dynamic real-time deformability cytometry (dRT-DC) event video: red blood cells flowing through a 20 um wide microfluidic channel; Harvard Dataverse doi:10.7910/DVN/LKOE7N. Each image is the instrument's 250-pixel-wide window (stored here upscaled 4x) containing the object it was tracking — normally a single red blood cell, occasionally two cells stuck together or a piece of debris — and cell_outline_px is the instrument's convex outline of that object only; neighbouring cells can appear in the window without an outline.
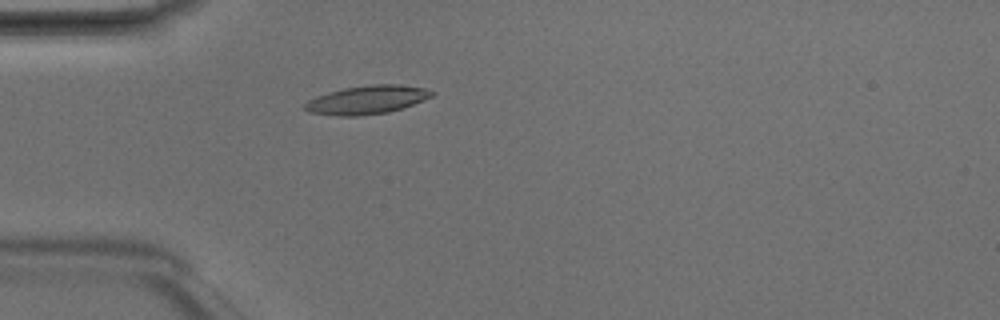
{"species": "Egyptian fruit bat (a non-hibernating species)", "species_latin": "Rousettus aegyptiacus", "temperature_condition": "room temperature", "stored_images_in_passage": 4, "camera_frame_rate_fps": 3000, "um_per_image_px": 0.085, "animal": {"sex": "male"}, "frame": {"image": 1, "passage_image": 4, "time_ms": 1.0, "image_size_px": [1000, 320], "cell_outline_px": [[436, 92], [432, 96], [424, 100], [388, 112], [360, 116], [340, 116], [308, 112], [304, 108], [304, 104], [308, 100], [316, 96], [328, 92], [344, 88], [372, 84], [400, 84], [424, 88]], "centroid_in_image_um": [31.18, 8.48], "position_along_channel_um": 53.8, "area_um2": 21.04}}